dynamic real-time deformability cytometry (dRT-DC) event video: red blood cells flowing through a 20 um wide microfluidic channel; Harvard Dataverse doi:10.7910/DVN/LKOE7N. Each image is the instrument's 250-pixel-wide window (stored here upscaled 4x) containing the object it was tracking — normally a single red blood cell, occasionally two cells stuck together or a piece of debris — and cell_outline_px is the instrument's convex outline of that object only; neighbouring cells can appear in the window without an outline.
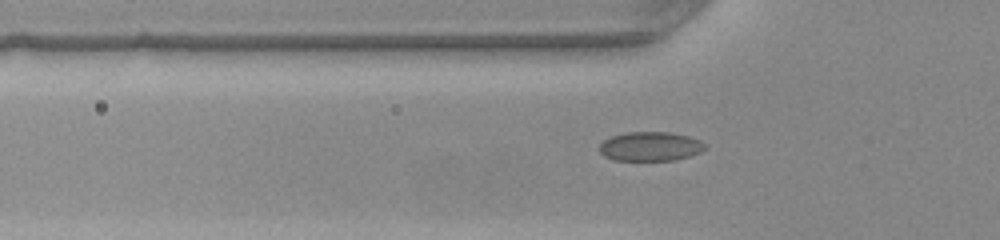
{"species": "common noctule bat (a hibernating species)", "species_latin": "Nyctalus noctula", "temperature_condition": "warm", "stored_images_in_passage": 38, "camera_frame_rate_fps": 3000, "um_per_image_px": 0.085, "animal": {"sex": "female", "body_mass_g": 22.0, "forearm_length_mm": 56.7}, "frame": {"image": 1, "passage_image": 10, "time_ms": 3.0, "image_size_px": [1000, 240], "cell_outline_px": [[708, 148], [700, 152], [676, 160], [612, 160], [604, 156], [600, 152], [600, 144], [604, 140], [612, 136], [628, 132], [668, 132], [688, 136], [700, 140]], "centroid_in_image_um": [55.28, 12.45], "position_along_channel_um": 70.5, "area_um2": 17.92}}
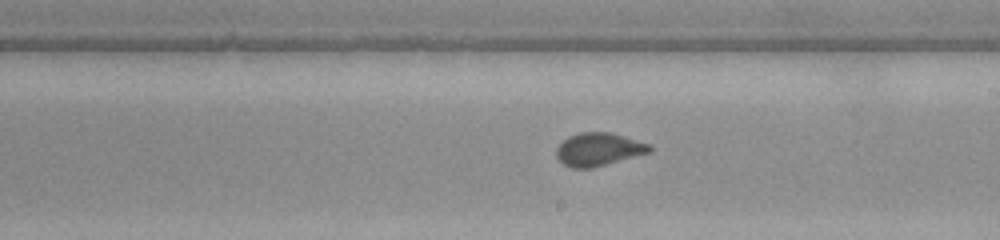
{"frame": {"image": 2, "passage_image": 22, "time_ms": 7.0, "image_size_px": [1000, 240], "cell_outline_px": [[652, 152], [592, 168], [572, 168], [564, 164], [556, 156], [556, 148], [568, 136], [580, 132], [608, 132], [624, 136], [652, 144]], "centroid_in_image_um": [50.91, 12.69], "position_along_channel_um": 238.1, "area_um2": 18.03}}
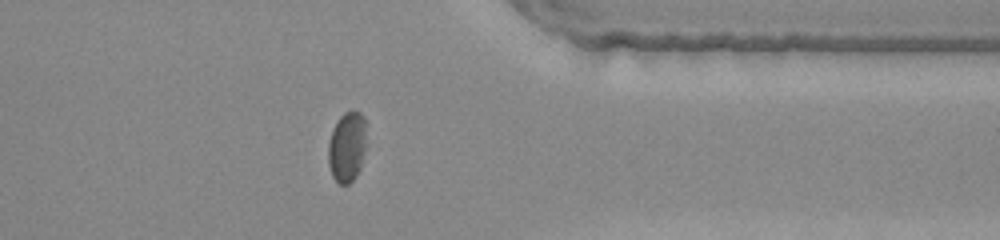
{"frame": {"image": 3, "passage_image": 33, "time_ms": 10.667, "image_size_px": [1000, 240], "cell_outline_px": [[364, 152], [360, 168], [356, 176], [348, 184], [340, 184], [332, 176], [328, 164], [328, 144], [332, 128], [340, 116], [344, 112], [352, 108], [360, 112], [364, 116]], "centroid_in_image_um": [29.47, 12.45], "position_along_channel_um": 381.9, "area_um2": 15.66}}